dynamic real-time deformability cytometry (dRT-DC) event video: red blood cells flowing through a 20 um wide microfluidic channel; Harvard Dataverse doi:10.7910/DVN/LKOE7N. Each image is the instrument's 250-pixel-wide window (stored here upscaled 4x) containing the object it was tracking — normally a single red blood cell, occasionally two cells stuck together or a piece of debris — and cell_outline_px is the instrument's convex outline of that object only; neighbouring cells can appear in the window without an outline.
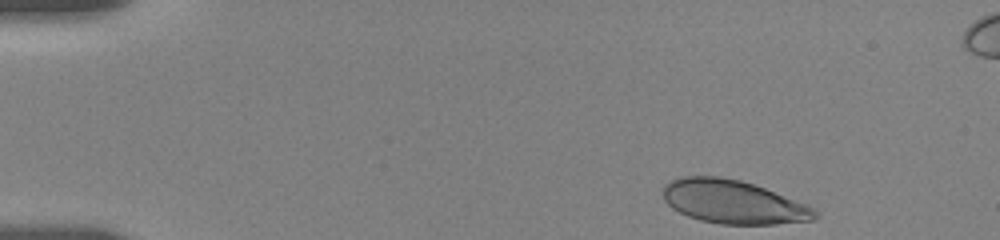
{"species": "human", "species_latin": "Homo sapiens", "temperature_condition": "room temperature", "stored_images_in_passage": 6, "camera_frame_rate_fps": 3000, "um_per_image_px": 0.085, "donor": {"sex": "female"}, "frame": {"image": 1, "passage_image": 1, "time_ms": 0.0, "image_size_px": [1000, 240], "cell_outline_px": [[820, 216], [816, 220], [776, 224], [720, 224], [700, 220], [688, 216], [672, 208], [664, 200], [664, 184], [672, 180], [684, 176], [720, 176], [740, 180], [764, 188], [804, 204], [820, 212]], "centroid_in_image_um": [62.33, 17.17], "position_along_channel_um": 22.7, "area_um2": 38.32}}
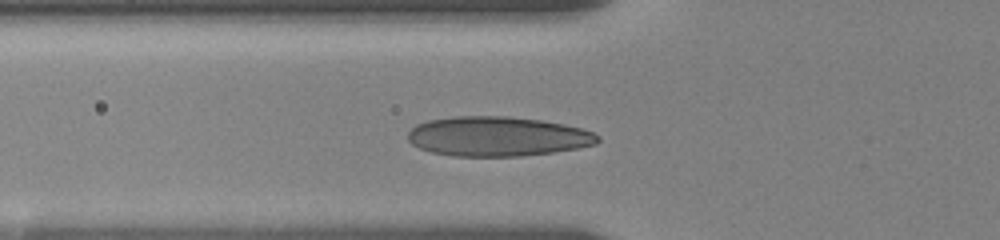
{"frame": {"image": 2, "passage_image": 6, "time_ms": 4.333, "image_size_px": [1000, 240], "cell_outline_px": [[600, 140], [596, 144], [576, 148], [552, 152], [520, 156], [452, 156], [432, 152], [420, 148], [412, 144], [408, 140], [408, 132], [416, 124], [428, 120], [452, 116], [508, 116], [540, 120], [564, 124], [580, 128], [592, 132], [600, 136]], "centroid_in_image_um": [42.26, 11.59], "position_along_channel_um": 83.5, "area_um2": 43.87}}